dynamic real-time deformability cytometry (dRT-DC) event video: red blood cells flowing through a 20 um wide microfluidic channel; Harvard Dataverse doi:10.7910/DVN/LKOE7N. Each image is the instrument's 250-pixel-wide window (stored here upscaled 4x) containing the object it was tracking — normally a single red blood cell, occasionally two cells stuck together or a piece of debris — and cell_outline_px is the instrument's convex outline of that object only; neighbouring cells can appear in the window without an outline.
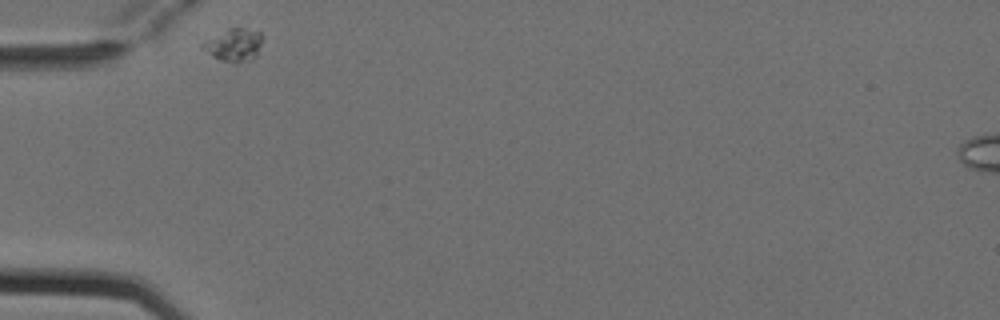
{"species": "Egyptian fruit bat (a non-hibernating species)", "species_latin": "Rousettus aegyptiacus", "temperature_condition": "cold", "stored_images_in_passage": 3, "camera_frame_rate_fps": 3000, "um_per_image_px": 0.085, "animal": {"sex": "female"}, "frame": {"image": 1, "passage_image": 1, "time_ms": 0.0, "image_size_px": [1000, 320], "cell_outline_px": [[260, 44], [256, 56], [252, 60], [220, 60], [212, 56], [200, 48], [200, 44], [228, 28], [244, 28], [260, 32]], "centroid_in_image_um": [19.84, 3.79], "position_along_channel_um": 65.2, "area_um2": 10.87}}